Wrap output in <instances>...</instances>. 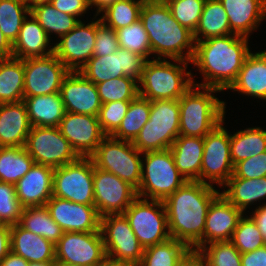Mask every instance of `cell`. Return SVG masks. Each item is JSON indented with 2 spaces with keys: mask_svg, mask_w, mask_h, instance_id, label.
<instances>
[{
  "mask_svg": "<svg viewBox=\"0 0 266 266\" xmlns=\"http://www.w3.org/2000/svg\"><path fill=\"white\" fill-rule=\"evenodd\" d=\"M149 120L132 141L144 153L170 149L179 136L180 108L178 100L150 101Z\"/></svg>",
  "mask_w": 266,
  "mask_h": 266,
  "instance_id": "52a82bcc",
  "label": "cell"
},
{
  "mask_svg": "<svg viewBox=\"0 0 266 266\" xmlns=\"http://www.w3.org/2000/svg\"><path fill=\"white\" fill-rule=\"evenodd\" d=\"M24 149L36 164L58 168L76 161L79 156L58 127L32 126Z\"/></svg>",
  "mask_w": 266,
  "mask_h": 266,
  "instance_id": "8fae6325",
  "label": "cell"
},
{
  "mask_svg": "<svg viewBox=\"0 0 266 266\" xmlns=\"http://www.w3.org/2000/svg\"><path fill=\"white\" fill-rule=\"evenodd\" d=\"M11 251V225L0 227V262Z\"/></svg>",
  "mask_w": 266,
  "mask_h": 266,
  "instance_id": "11a10c76",
  "label": "cell"
},
{
  "mask_svg": "<svg viewBox=\"0 0 266 266\" xmlns=\"http://www.w3.org/2000/svg\"><path fill=\"white\" fill-rule=\"evenodd\" d=\"M30 9L24 0H0V29L13 45Z\"/></svg>",
  "mask_w": 266,
  "mask_h": 266,
  "instance_id": "60d3db41",
  "label": "cell"
},
{
  "mask_svg": "<svg viewBox=\"0 0 266 266\" xmlns=\"http://www.w3.org/2000/svg\"><path fill=\"white\" fill-rule=\"evenodd\" d=\"M243 212L230 203L221 192L213 199L207 212L203 246L217 241H229Z\"/></svg>",
  "mask_w": 266,
  "mask_h": 266,
  "instance_id": "7402d4cb",
  "label": "cell"
},
{
  "mask_svg": "<svg viewBox=\"0 0 266 266\" xmlns=\"http://www.w3.org/2000/svg\"><path fill=\"white\" fill-rule=\"evenodd\" d=\"M31 128L23 100L0 104V147H24Z\"/></svg>",
  "mask_w": 266,
  "mask_h": 266,
  "instance_id": "cb8c5ba5",
  "label": "cell"
},
{
  "mask_svg": "<svg viewBox=\"0 0 266 266\" xmlns=\"http://www.w3.org/2000/svg\"><path fill=\"white\" fill-rule=\"evenodd\" d=\"M6 224L2 221V219L0 218V227L5 226Z\"/></svg>",
  "mask_w": 266,
  "mask_h": 266,
  "instance_id": "03108f58",
  "label": "cell"
},
{
  "mask_svg": "<svg viewBox=\"0 0 266 266\" xmlns=\"http://www.w3.org/2000/svg\"><path fill=\"white\" fill-rule=\"evenodd\" d=\"M170 151L175 166L187 181L201 182V165L204 152L202 137L178 136Z\"/></svg>",
  "mask_w": 266,
  "mask_h": 266,
  "instance_id": "f1b7e54d",
  "label": "cell"
},
{
  "mask_svg": "<svg viewBox=\"0 0 266 266\" xmlns=\"http://www.w3.org/2000/svg\"><path fill=\"white\" fill-rule=\"evenodd\" d=\"M63 232L100 231V215L94 205H83L52 196L45 205Z\"/></svg>",
  "mask_w": 266,
  "mask_h": 266,
  "instance_id": "ffe728a7",
  "label": "cell"
},
{
  "mask_svg": "<svg viewBox=\"0 0 266 266\" xmlns=\"http://www.w3.org/2000/svg\"><path fill=\"white\" fill-rule=\"evenodd\" d=\"M131 141L106 136L91 156L100 170L115 174L138 190L141 182L142 156Z\"/></svg>",
  "mask_w": 266,
  "mask_h": 266,
  "instance_id": "ba28073f",
  "label": "cell"
},
{
  "mask_svg": "<svg viewBox=\"0 0 266 266\" xmlns=\"http://www.w3.org/2000/svg\"><path fill=\"white\" fill-rule=\"evenodd\" d=\"M79 157H91L106 137L97 116L65 112L58 126Z\"/></svg>",
  "mask_w": 266,
  "mask_h": 266,
  "instance_id": "d6986e66",
  "label": "cell"
},
{
  "mask_svg": "<svg viewBox=\"0 0 266 266\" xmlns=\"http://www.w3.org/2000/svg\"><path fill=\"white\" fill-rule=\"evenodd\" d=\"M197 254L205 266H242L241 253L230 240L204 245Z\"/></svg>",
  "mask_w": 266,
  "mask_h": 266,
  "instance_id": "b9f144b4",
  "label": "cell"
},
{
  "mask_svg": "<svg viewBox=\"0 0 266 266\" xmlns=\"http://www.w3.org/2000/svg\"><path fill=\"white\" fill-rule=\"evenodd\" d=\"M27 7L29 9L35 7L36 5H39V4H45V3H50L51 0H24Z\"/></svg>",
  "mask_w": 266,
  "mask_h": 266,
  "instance_id": "6125c7cd",
  "label": "cell"
},
{
  "mask_svg": "<svg viewBox=\"0 0 266 266\" xmlns=\"http://www.w3.org/2000/svg\"><path fill=\"white\" fill-rule=\"evenodd\" d=\"M262 177H266V151L236 163L233 175L230 178L251 179Z\"/></svg>",
  "mask_w": 266,
  "mask_h": 266,
  "instance_id": "f907efd6",
  "label": "cell"
},
{
  "mask_svg": "<svg viewBox=\"0 0 266 266\" xmlns=\"http://www.w3.org/2000/svg\"><path fill=\"white\" fill-rule=\"evenodd\" d=\"M54 8L78 19L90 9L88 0H51Z\"/></svg>",
  "mask_w": 266,
  "mask_h": 266,
  "instance_id": "816d5d0a",
  "label": "cell"
},
{
  "mask_svg": "<svg viewBox=\"0 0 266 266\" xmlns=\"http://www.w3.org/2000/svg\"><path fill=\"white\" fill-rule=\"evenodd\" d=\"M228 90L266 100V50L249 53L236 81Z\"/></svg>",
  "mask_w": 266,
  "mask_h": 266,
  "instance_id": "4316f807",
  "label": "cell"
},
{
  "mask_svg": "<svg viewBox=\"0 0 266 266\" xmlns=\"http://www.w3.org/2000/svg\"><path fill=\"white\" fill-rule=\"evenodd\" d=\"M30 13L42 26L49 37L56 34L60 38L69 33L80 21L77 17L59 11L51 3L39 4L30 9Z\"/></svg>",
  "mask_w": 266,
  "mask_h": 266,
  "instance_id": "74e56055",
  "label": "cell"
},
{
  "mask_svg": "<svg viewBox=\"0 0 266 266\" xmlns=\"http://www.w3.org/2000/svg\"><path fill=\"white\" fill-rule=\"evenodd\" d=\"M69 72L54 53L24 59V97L60 93L62 82Z\"/></svg>",
  "mask_w": 266,
  "mask_h": 266,
  "instance_id": "9a60e30c",
  "label": "cell"
},
{
  "mask_svg": "<svg viewBox=\"0 0 266 266\" xmlns=\"http://www.w3.org/2000/svg\"><path fill=\"white\" fill-rule=\"evenodd\" d=\"M224 119L204 138V152L201 165V182L218 186L223 185L233 175L231 161L230 133L223 126ZM209 181V182H208Z\"/></svg>",
  "mask_w": 266,
  "mask_h": 266,
  "instance_id": "4fadbf2b",
  "label": "cell"
},
{
  "mask_svg": "<svg viewBox=\"0 0 266 266\" xmlns=\"http://www.w3.org/2000/svg\"><path fill=\"white\" fill-rule=\"evenodd\" d=\"M240 253H248L266 245L260 230L250 216L239 219L230 240Z\"/></svg>",
  "mask_w": 266,
  "mask_h": 266,
  "instance_id": "f6af8a7d",
  "label": "cell"
},
{
  "mask_svg": "<svg viewBox=\"0 0 266 266\" xmlns=\"http://www.w3.org/2000/svg\"><path fill=\"white\" fill-rule=\"evenodd\" d=\"M144 0H117L100 12L101 21L113 30H118L140 19Z\"/></svg>",
  "mask_w": 266,
  "mask_h": 266,
  "instance_id": "ab89813d",
  "label": "cell"
},
{
  "mask_svg": "<svg viewBox=\"0 0 266 266\" xmlns=\"http://www.w3.org/2000/svg\"><path fill=\"white\" fill-rule=\"evenodd\" d=\"M220 193L215 186L199 181H187L164 204L171 238L186 244L192 252L203 247V233L208 209Z\"/></svg>",
  "mask_w": 266,
  "mask_h": 266,
  "instance_id": "6da1fadb",
  "label": "cell"
},
{
  "mask_svg": "<svg viewBox=\"0 0 266 266\" xmlns=\"http://www.w3.org/2000/svg\"><path fill=\"white\" fill-rule=\"evenodd\" d=\"M29 266H54V262H32Z\"/></svg>",
  "mask_w": 266,
  "mask_h": 266,
  "instance_id": "be15d7a7",
  "label": "cell"
},
{
  "mask_svg": "<svg viewBox=\"0 0 266 266\" xmlns=\"http://www.w3.org/2000/svg\"><path fill=\"white\" fill-rule=\"evenodd\" d=\"M232 164L257 156L266 151V130L250 127L230 134Z\"/></svg>",
  "mask_w": 266,
  "mask_h": 266,
  "instance_id": "836d02e7",
  "label": "cell"
},
{
  "mask_svg": "<svg viewBox=\"0 0 266 266\" xmlns=\"http://www.w3.org/2000/svg\"><path fill=\"white\" fill-rule=\"evenodd\" d=\"M54 168L42 164L31 167L15 184L17 198L26 207L45 206L53 193Z\"/></svg>",
  "mask_w": 266,
  "mask_h": 266,
  "instance_id": "603a6c76",
  "label": "cell"
},
{
  "mask_svg": "<svg viewBox=\"0 0 266 266\" xmlns=\"http://www.w3.org/2000/svg\"><path fill=\"white\" fill-rule=\"evenodd\" d=\"M250 217L256 223L266 243V202H264V204L262 205L257 206L254 212L252 210Z\"/></svg>",
  "mask_w": 266,
  "mask_h": 266,
  "instance_id": "db71d44e",
  "label": "cell"
},
{
  "mask_svg": "<svg viewBox=\"0 0 266 266\" xmlns=\"http://www.w3.org/2000/svg\"><path fill=\"white\" fill-rule=\"evenodd\" d=\"M11 251L29 263L55 262V245L19 223L11 225Z\"/></svg>",
  "mask_w": 266,
  "mask_h": 266,
  "instance_id": "83f0119b",
  "label": "cell"
},
{
  "mask_svg": "<svg viewBox=\"0 0 266 266\" xmlns=\"http://www.w3.org/2000/svg\"><path fill=\"white\" fill-rule=\"evenodd\" d=\"M90 8L95 6L96 8V13L95 15L98 16L100 15V12L104 10L107 6L110 4L114 3L117 0H88Z\"/></svg>",
  "mask_w": 266,
  "mask_h": 266,
  "instance_id": "91938a15",
  "label": "cell"
},
{
  "mask_svg": "<svg viewBox=\"0 0 266 266\" xmlns=\"http://www.w3.org/2000/svg\"><path fill=\"white\" fill-rule=\"evenodd\" d=\"M234 34L249 37L266 20V0H220Z\"/></svg>",
  "mask_w": 266,
  "mask_h": 266,
  "instance_id": "d4e9b609",
  "label": "cell"
},
{
  "mask_svg": "<svg viewBox=\"0 0 266 266\" xmlns=\"http://www.w3.org/2000/svg\"><path fill=\"white\" fill-rule=\"evenodd\" d=\"M33 165L34 160L24 147H0V182L15 185Z\"/></svg>",
  "mask_w": 266,
  "mask_h": 266,
  "instance_id": "8d00e7d4",
  "label": "cell"
},
{
  "mask_svg": "<svg viewBox=\"0 0 266 266\" xmlns=\"http://www.w3.org/2000/svg\"><path fill=\"white\" fill-rule=\"evenodd\" d=\"M24 207L17 198L15 185L0 182V218L5 224H18Z\"/></svg>",
  "mask_w": 266,
  "mask_h": 266,
  "instance_id": "7dc6e473",
  "label": "cell"
},
{
  "mask_svg": "<svg viewBox=\"0 0 266 266\" xmlns=\"http://www.w3.org/2000/svg\"><path fill=\"white\" fill-rule=\"evenodd\" d=\"M0 266H29V262L10 251L0 262Z\"/></svg>",
  "mask_w": 266,
  "mask_h": 266,
  "instance_id": "9f6ffc18",
  "label": "cell"
},
{
  "mask_svg": "<svg viewBox=\"0 0 266 266\" xmlns=\"http://www.w3.org/2000/svg\"><path fill=\"white\" fill-rule=\"evenodd\" d=\"M151 103L139 94L130 101V106L118 130L112 135L118 140L133 141L149 120Z\"/></svg>",
  "mask_w": 266,
  "mask_h": 266,
  "instance_id": "f35d334b",
  "label": "cell"
},
{
  "mask_svg": "<svg viewBox=\"0 0 266 266\" xmlns=\"http://www.w3.org/2000/svg\"><path fill=\"white\" fill-rule=\"evenodd\" d=\"M101 103L132 101L138 95V82L124 76L95 84Z\"/></svg>",
  "mask_w": 266,
  "mask_h": 266,
  "instance_id": "ee69618b",
  "label": "cell"
},
{
  "mask_svg": "<svg viewBox=\"0 0 266 266\" xmlns=\"http://www.w3.org/2000/svg\"><path fill=\"white\" fill-rule=\"evenodd\" d=\"M223 186L227 189H224L221 194L243 213L252 204L266 199V177L230 178Z\"/></svg>",
  "mask_w": 266,
  "mask_h": 266,
  "instance_id": "4dcf8cb0",
  "label": "cell"
},
{
  "mask_svg": "<svg viewBox=\"0 0 266 266\" xmlns=\"http://www.w3.org/2000/svg\"><path fill=\"white\" fill-rule=\"evenodd\" d=\"M172 16L184 27L195 32L206 0H164Z\"/></svg>",
  "mask_w": 266,
  "mask_h": 266,
  "instance_id": "bcb514c9",
  "label": "cell"
},
{
  "mask_svg": "<svg viewBox=\"0 0 266 266\" xmlns=\"http://www.w3.org/2000/svg\"><path fill=\"white\" fill-rule=\"evenodd\" d=\"M234 34L229 25L228 15L220 0H206L200 22L193 33L195 41L217 36Z\"/></svg>",
  "mask_w": 266,
  "mask_h": 266,
  "instance_id": "1f68e13d",
  "label": "cell"
},
{
  "mask_svg": "<svg viewBox=\"0 0 266 266\" xmlns=\"http://www.w3.org/2000/svg\"><path fill=\"white\" fill-rule=\"evenodd\" d=\"M60 95L65 112L98 116L102 103L96 85L79 71H70L64 78Z\"/></svg>",
  "mask_w": 266,
  "mask_h": 266,
  "instance_id": "44dd1931",
  "label": "cell"
},
{
  "mask_svg": "<svg viewBox=\"0 0 266 266\" xmlns=\"http://www.w3.org/2000/svg\"><path fill=\"white\" fill-rule=\"evenodd\" d=\"M100 232L107 258L137 266L141 263L144 248L139 243L124 214H110L101 217Z\"/></svg>",
  "mask_w": 266,
  "mask_h": 266,
  "instance_id": "7c38bea8",
  "label": "cell"
},
{
  "mask_svg": "<svg viewBox=\"0 0 266 266\" xmlns=\"http://www.w3.org/2000/svg\"><path fill=\"white\" fill-rule=\"evenodd\" d=\"M29 121L32 126L58 127L65 114L60 93L24 97Z\"/></svg>",
  "mask_w": 266,
  "mask_h": 266,
  "instance_id": "f546056e",
  "label": "cell"
},
{
  "mask_svg": "<svg viewBox=\"0 0 266 266\" xmlns=\"http://www.w3.org/2000/svg\"><path fill=\"white\" fill-rule=\"evenodd\" d=\"M19 224L56 245L63 235V230L54 221L46 206L26 207L22 211Z\"/></svg>",
  "mask_w": 266,
  "mask_h": 266,
  "instance_id": "d590c367",
  "label": "cell"
},
{
  "mask_svg": "<svg viewBox=\"0 0 266 266\" xmlns=\"http://www.w3.org/2000/svg\"><path fill=\"white\" fill-rule=\"evenodd\" d=\"M172 61L173 63L167 59L154 58L145 62L138 82L140 96L149 101L179 100L189 90L194 78L191 70H186L191 62Z\"/></svg>",
  "mask_w": 266,
  "mask_h": 266,
  "instance_id": "5b68a950",
  "label": "cell"
},
{
  "mask_svg": "<svg viewBox=\"0 0 266 266\" xmlns=\"http://www.w3.org/2000/svg\"><path fill=\"white\" fill-rule=\"evenodd\" d=\"M13 57V45L5 37L0 29V60Z\"/></svg>",
  "mask_w": 266,
  "mask_h": 266,
  "instance_id": "6f0895ef",
  "label": "cell"
},
{
  "mask_svg": "<svg viewBox=\"0 0 266 266\" xmlns=\"http://www.w3.org/2000/svg\"><path fill=\"white\" fill-rule=\"evenodd\" d=\"M24 99V60H0V104Z\"/></svg>",
  "mask_w": 266,
  "mask_h": 266,
  "instance_id": "d6a6232c",
  "label": "cell"
},
{
  "mask_svg": "<svg viewBox=\"0 0 266 266\" xmlns=\"http://www.w3.org/2000/svg\"><path fill=\"white\" fill-rule=\"evenodd\" d=\"M95 21L87 23L80 21L69 33L60 37L54 43V54L70 71H79L93 56L96 40Z\"/></svg>",
  "mask_w": 266,
  "mask_h": 266,
  "instance_id": "ac0fdd59",
  "label": "cell"
},
{
  "mask_svg": "<svg viewBox=\"0 0 266 266\" xmlns=\"http://www.w3.org/2000/svg\"><path fill=\"white\" fill-rule=\"evenodd\" d=\"M248 38L230 34L195 41L191 64L198 67L204 82L193 81V85L228 90L251 52Z\"/></svg>",
  "mask_w": 266,
  "mask_h": 266,
  "instance_id": "7a4b0ae2",
  "label": "cell"
},
{
  "mask_svg": "<svg viewBox=\"0 0 266 266\" xmlns=\"http://www.w3.org/2000/svg\"><path fill=\"white\" fill-rule=\"evenodd\" d=\"M142 156L138 197L164 201L187 182L175 166L170 149L148 151Z\"/></svg>",
  "mask_w": 266,
  "mask_h": 266,
  "instance_id": "8992f818",
  "label": "cell"
},
{
  "mask_svg": "<svg viewBox=\"0 0 266 266\" xmlns=\"http://www.w3.org/2000/svg\"><path fill=\"white\" fill-rule=\"evenodd\" d=\"M191 252L186 244L170 238L145 248L138 266H179Z\"/></svg>",
  "mask_w": 266,
  "mask_h": 266,
  "instance_id": "e575fe53",
  "label": "cell"
},
{
  "mask_svg": "<svg viewBox=\"0 0 266 266\" xmlns=\"http://www.w3.org/2000/svg\"><path fill=\"white\" fill-rule=\"evenodd\" d=\"M106 257L100 231L63 232L55 245V261L62 263L97 266Z\"/></svg>",
  "mask_w": 266,
  "mask_h": 266,
  "instance_id": "2e32d148",
  "label": "cell"
},
{
  "mask_svg": "<svg viewBox=\"0 0 266 266\" xmlns=\"http://www.w3.org/2000/svg\"><path fill=\"white\" fill-rule=\"evenodd\" d=\"M146 61L139 54L119 48L112 54L92 56L79 72L94 84L124 76L139 82Z\"/></svg>",
  "mask_w": 266,
  "mask_h": 266,
  "instance_id": "5bb4252c",
  "label": "cell"
},
{
  "mask_svg": "<svg viewBox=\"0 0 266 266\" xmlns=\"http://www.w3.org/2000/svg\"><path fill=\"white\" fill-rule=\"evenodd\" d=\"M97 266H137V265L132 264V263H128V262L114 261V260H111V259H109V258L106 257Z\"/></svg>",
  "mask_w": 266,
  "mask_h": 266,
  "instance_id": "94428289",
  "label": "cell"
},
{
  "mask_svg": "<svg viewBox=\"0 0 266 266\" xmlns=\"http://www.w3.org/2000/svg\"><path fill=\"white\" fill-rule=\"evenodd\" d=\"M94 162L91 157L55 168L52 196L83 205H94Z\"/></svg>",
  "mask_w": 266,
  "mask_h": 266,
  "instance_id": "30bf717a",
  "label": "cell"
},
{
  "mask_svg": "<svg viewBox=\"0 0 266 266\" xmlns=\"http://www.w3.org/2000/svg\"><path fill=\"white\" fill-rule=\"evenodd\" d=\"M242 266H266V245L241 254Z\"/></svg>",
  "mask_w": 266,
  "mask_h": 266,
  "instance_id": "f5cc1de1",
  "label": "cell"
},
{
  "mask_svg": "<svg viewBox=\"0 0 266 266\" xmlns=\"http://www.w3.org/2000/svg\"><path fill=\"white\" fill-rule=\"evenodd\" d=\"M179 266H205V263L196 252H191Z\"/></svg>",
  "mask_w": 266,
  "mask_h": 266,
  "instance_id": "680465c9",
  "label": "cell"
},
{
  "mask_svg": "<svg viewBox=\"0 0 266 266\" xmlns=\"http://www.w3.org/2000/svg\"><path fill=\"white\" fill-rule=\"evenodd\" d=\"M24 19L18 38L13 43V57L18 59L45 57L54 53L48 36L42 26L30 13Z\"/></svg>",
  "mask_w": 266,
  "mask_h": 266,
  "instance_id": "484cf974",
  "label": "cell"
},
{
  "mask_svg": "<svg viewBox=\"0 0 266 266\" xmlns=\"http://www.w3.org/2000/svg\"><path fill=\"white\" fill-rule=\"evenodd\" d=\"M54 266H81V265H73V264H67V263L55 261Z\"/></svg>",
  "mask_w": 266,
  "mask_h": 266,
  "instance_id": "e7e4bbea",
  "label": "cell"
},
{
  "mask_svg": "<svg viewBox=\"0 0 266 266\" xmlns=\"http://www.w3.org/2000/svg\"><path fill=\"white\" fill-rule=\"evenodd\" d=\"M216 92L221 90L192 85L178 100L179 136L204 138L222 123L226 116V103L214 96Z\"/></svg>",
  "mask_w": 266,
  "mask_h": 266,
  "instance_id": "277c9868",
  "label": "cell"
},
{
  "mask_svg": "<svg viewBox=\"0 0 266 266\" xmlns=\"http://www.w3.org/2000/svg\"><path fill=\"white\" fill-rule=\"evenodd\" d=\"M119 49L116 31L106 26L101 19L96 20V40L93 56H105Z\"/></svg>",
  "mask_w": 266,
  "mask_h": 266,
  "instance_id": "681fc988",
  "label": "cell"
},
{
  "mask_svg": "<svg viewBox=\"0 0 266 266\" xmlns=\"http://www.w3.org/2000/svg\"><path fill=\"white\" fill-rule=\"evenodd\" d=\"M94 206L100 217L123 214L138 197L137 190L115 174L94 165Z\"/></svg>",
  "mask_w": 266,
  "mask_h": 266,
  "instance_id": "e0dca14e",
  "label": "cell"
},
{
  "mask_svg": "<svg viewBox=\"0 0 266 266\" xmlns=\"http://www.w3.org/2000/svg\"><path fill=\"white\" fill-rule=\"evenodd\" d=\"M140 20L147 31L151 52L156 59L191 62L195 52L193 32L172 16L164 0H144Z\"/></svg>",
  "mask_w": 266,
  "mask_h": 266,
  "instance_id": "3957f363",
  "label": "cell"
},
{
  "mask_svg": "<svg viewBox=\"0 0 266 266\" xmlns=\"http://www.w3.org/2000/svg\"><path fill=\"white\" fill-rule=\"evenodd\" d=\"M123 214L144 249L171 238L164 201L137 197Z\"/></svg>",
  "mask_w": 266,
  "mask_h": 266,
  "instance_id": "9c48e42d",
  "label": "cell"
},
{
  "mask_svg": "<svg viewBox=\"0 0 266 266\" xmlns=\"http://www.w3.org/2000/svg\"><path fill=\"white\" fill-rule=\"evenodd\" d=\"M118 45L121 49L129 50L150 60L152 55L147 31L140 19L129 26L116 30Z\"/></svg>",
  "mask_w": 266,
  "mask_h": 266,
  "instance_id": "7bdbcfd3",
  "label": "cell"
},
{
  "mask_svg": "<svg viewBox=\"0 0 266 266\" xmlns=\"http://www.w3.org/2000/svg\"><path fill=\"white\" fill-rule=\"evenodd\" d=\"M129 106L130 101H114L102 104L97 117L106 136H112L118 130Z\"/></svg>",
  "mask_w": 266,
  "mask_h": 266,
  "instance_id": "c3c4849f",
  "label": "cell"
}]
</instances>
